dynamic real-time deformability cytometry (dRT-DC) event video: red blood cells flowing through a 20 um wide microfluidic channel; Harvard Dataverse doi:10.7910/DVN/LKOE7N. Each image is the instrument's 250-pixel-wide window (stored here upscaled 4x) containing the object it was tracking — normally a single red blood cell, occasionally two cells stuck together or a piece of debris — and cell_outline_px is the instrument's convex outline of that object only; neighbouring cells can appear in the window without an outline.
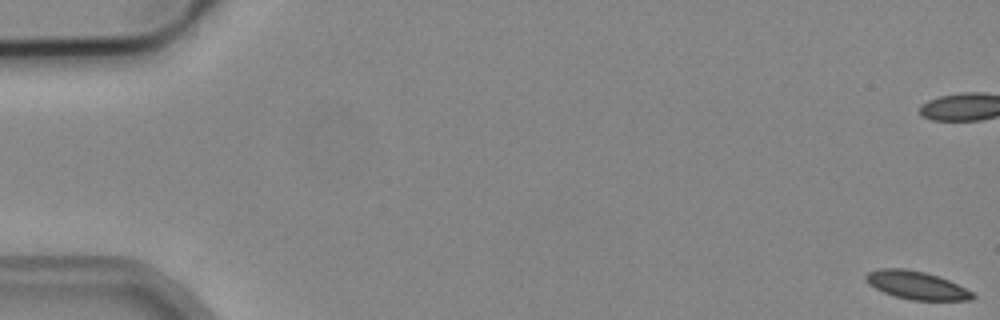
{"species": "common noctule bat (a hibernating species)", "species_latin": "Nyctalus noctula", "temperature_condition": "cold", "stored_images_in_passage": 4, "camera_frame_rate_fps": 3000, "um_per_image_px": 0.085, "animal": {"sex": "male", "body_mass_g": 19.2, "forearm_length_mm": 51.8}, "frame": {"image": 1, "passage_image": 1, "time_ms": 0.0, "image_size_px": [1000, 320], "cell_outline_px": [[976, 296], [972, 300], [912, 300], [896, 296], [884, 292], [868, 284], [864, 280], [864, 276], [868, 272], [880, 268], [904, 268], [924, 272], [940, 276], [972, 292]], "centroid_in_image_um": [77.87, 24.23], "position_along_channel_um": 7.1, "area_um2": 17.4}}